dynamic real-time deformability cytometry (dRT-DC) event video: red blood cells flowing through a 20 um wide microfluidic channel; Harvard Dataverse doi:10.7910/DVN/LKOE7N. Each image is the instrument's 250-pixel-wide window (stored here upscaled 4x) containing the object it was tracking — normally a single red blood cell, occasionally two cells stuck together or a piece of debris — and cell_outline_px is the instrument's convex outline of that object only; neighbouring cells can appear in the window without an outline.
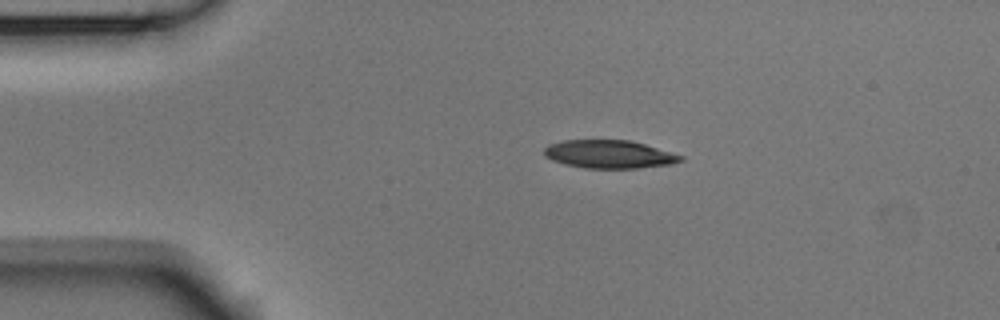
{"species": "Egyptian fruit bat (a non-hibernating species)", "species_latin": "Rousettus aegyptiacus", "temperature_condition": "room temperature", "stored_images_in_passage": 44, "camera_frame_rate_fps": 3000, "um_per_image_px": 0.085, "animal": {"sex": "male"}, "frame": {"image": 1, "passage_image": 1, "time_ms": 0.0, "image_size_px": [1000, 320], "cell_outline_px": [[684, 160], [672, 164], [636, 168], [584, 168], [564, 164], [552, 160], [544, 156], [544, 148], [548, 144], [564, 140], [628, 140], [644, 144], [684, 156]], "centroid_in_image_um": [51.76, 13.11], "position_along_channel_um": 33.2, "area_um2": 22.37}}
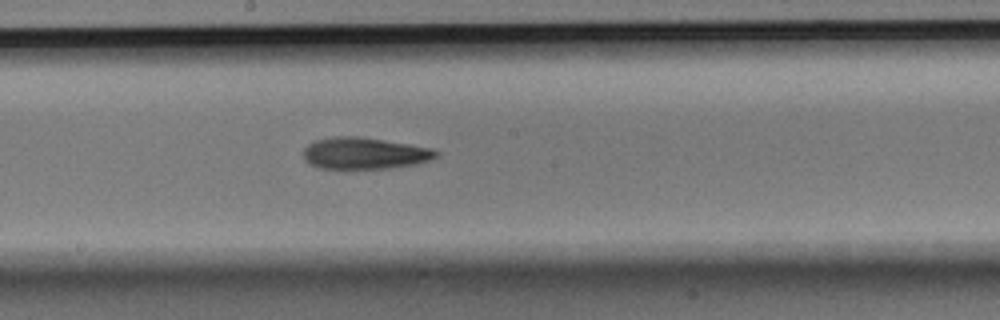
{"frame": {"image": 2, "passage_image": 19, "time_ms": 6.0, "image_size_px": [1000, 320], "cell_outline_px": [[440, 156], [416, 164], [388, 168], [320, 168], [308, 164], [304, 160], [304, 148], [308, 144], [316, 140], [332, 136], [356, 136], [408, 144], [432, 148], [440, 152]], "centroid_in_image_um": [30.97, 13.03], "position_along_channel_um": 217.2, "area_um2": 24.39}}
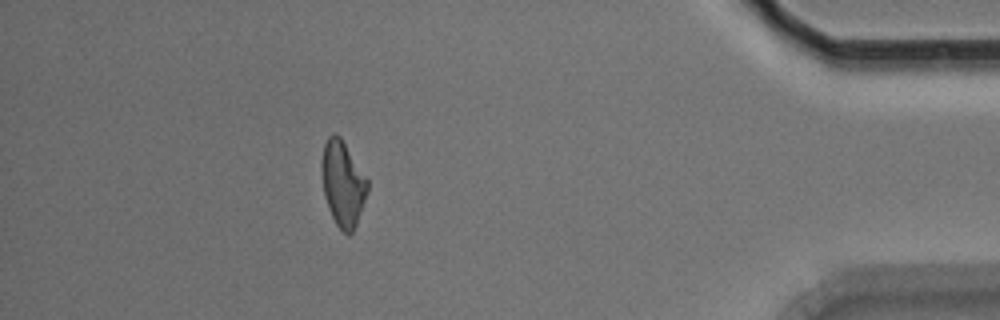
{"frame": {"image": 3, "passage_image": 38, "time_ms": 12.333, "image_size_px": [1000, 320], "cell_outline_px": [[368, 192], [356, 224], [352, 232], [348, 236], [336, 224], [328, 208], [324, 196], [320, 168], [320, 164], [324, 144], [328, 136], [332, 132], [336, 132], [340, 136], [368, 180]], "centroid_in_image_um": [29.11, 15.58], "position_along_channel_um": 406.1, "area_um2": 22.89}, "authors_computed_cell_mechanics": {"area_um2": 23.5824, "velocity_mm_per_s": 3.751, "shape_relaxation_time_tau1_ms": 4.3905, "shape_relaxation_time_tau2_ms": null, "deformation_change_tau1": 0.168, "deformation_change_tau2": null}}